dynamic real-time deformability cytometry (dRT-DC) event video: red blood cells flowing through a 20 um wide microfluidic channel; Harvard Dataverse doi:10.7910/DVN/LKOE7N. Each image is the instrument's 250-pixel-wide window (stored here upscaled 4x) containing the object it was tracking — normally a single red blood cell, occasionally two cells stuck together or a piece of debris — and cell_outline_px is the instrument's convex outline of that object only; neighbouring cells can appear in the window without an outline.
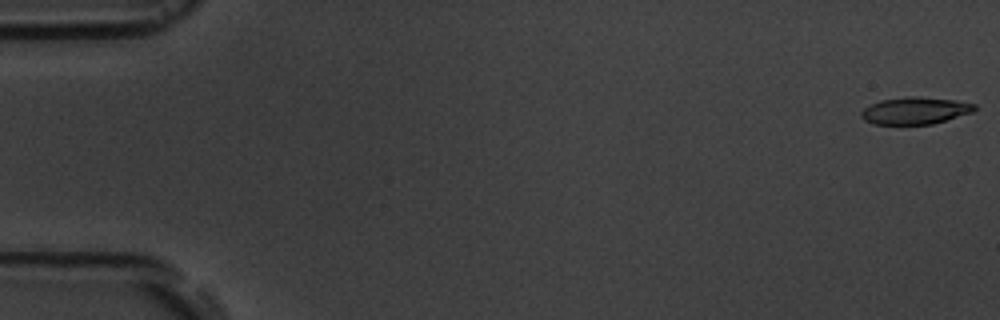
{"species": "common noctule bat (a hibernating species)", "species_latin": "Nyctalus noctula", "temperature_condition": "room temperature", "stored_images_in_passage": 7, "camera_frame_rate_fps": 3000, "um_per_image_px": 0.085, "animal": {"sex": "male", "body_mass_g": 19.5, "forearm_length_mm": 54.6}, "frame": {"image": 1, "passage_image": 1, "time_ms": 0.0, "image_size_px": [1000, 320], "cell_outline_px": [[976, 108], [972, 112], [932, 124], [872, 124], [864, 120], [860, 116], [860, 112], [864, 108], [880, 100], [912, 96], [916, 96], [956, 100], [976, 104]], "centroid_in_image_um": [77.77, 9.4], "position_along_channel_um": 7.2, "area_um2": 17.8}}
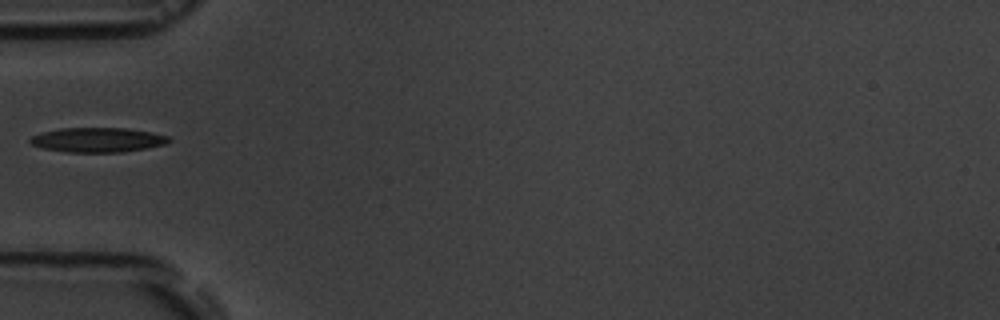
{"frame": {"image": 2, "passage_image": 6, "time_ms": 6.0, "image_size_px": [1000, 320], "cell_outline_px": [[172, 140], [164, 144], [148, 148], [124, 152], [68, 152], [40, 148], [32, 144], [28, 140], [32, 136], [40, 132], [60, 128], [128, 128], [152, 132], [168, 136]], "centroid_in_image_um": [8.29, 11.89], "position_along_channel_um": 76.7, "area_um2": 20.06}}
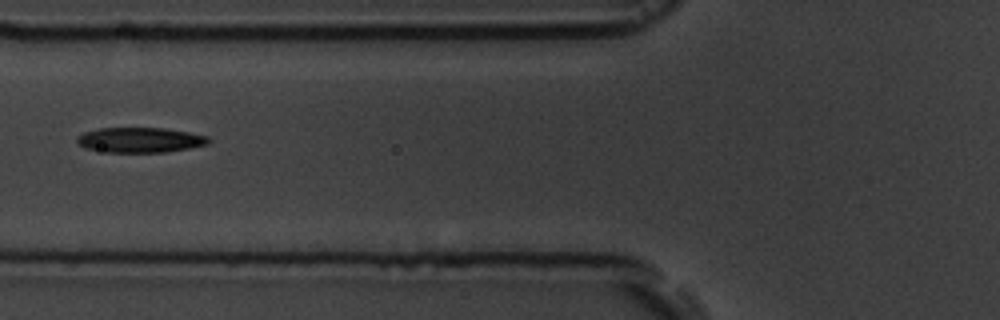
{"frame": {"image": 3, "passage_image": 7, "time_ms": 7.0, "image_size_px": [1000, 320], "cell_outline_px": [[212, 140], [208, 144], [188, 148], [164, 152], [108, 152], [84, 148], [76, 140], [84, 132], [100, 128], [164, 128], [188, 132], [208, 136]], "centroid_in_image_um": [11.94, 11.89], "position_along_channel_um": 113.9, "area_um2": 19.07}}